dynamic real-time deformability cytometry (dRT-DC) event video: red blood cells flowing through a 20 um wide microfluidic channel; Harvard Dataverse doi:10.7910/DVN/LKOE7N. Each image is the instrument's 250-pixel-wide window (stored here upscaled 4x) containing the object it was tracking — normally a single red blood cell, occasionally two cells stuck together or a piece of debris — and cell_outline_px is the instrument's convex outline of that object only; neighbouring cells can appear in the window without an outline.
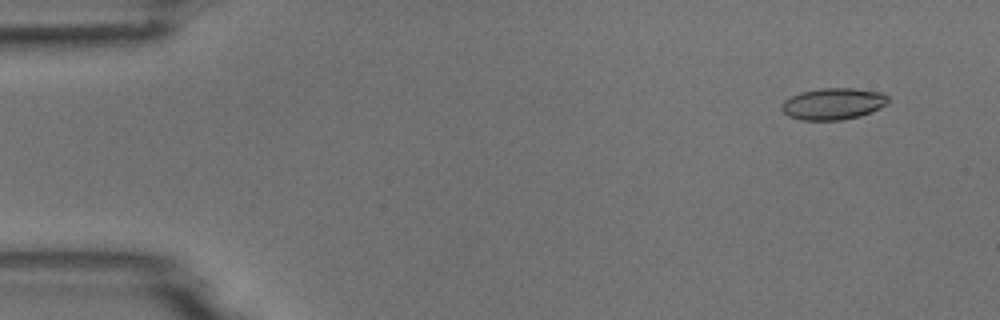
{"species": "common noctule bat (a hibernating species)", "species_latin": "Nyctalus noctula", "temperature_condition": "room temperature", "stored_images_in_passage": 5, "camera_frame_rate_fps": 3000, "um_per_image_px": 0.085, "animal": {"sex": "male", "body_mass_g": 18.8}, "frame": {"image": 1, "passage_image": 1, "time_ms": 0.0, "image_size_px": [1000, 320], "cell_outline_px": [[888, 104], [880, 108], [860, 116], [840, 120], [800, 120], [788, 116], [780, 108], [780, 104], [784, 100], [800, 92], [820, 88], [852, 88], [884, 92], [888, 96]], "centroid_in_image_um": [70.82, 8.82], "position_along_channel_um": 14.2, "area_um2": 19.83}}
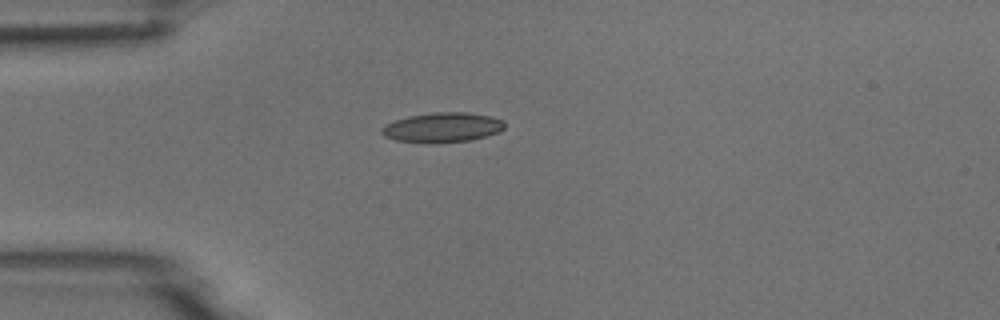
{"frame": {"image": 2, "passage_image": 4, "time_ms": 3.333, "image_size_px": [1000, 320], "cell_outline_px": [[504, 128], [500, 132], [472, 140], [428, 144], [396, 140], [384, 136], [380, 132], [380, 128], [384, 124], [408, 116], [432, 112], [468, 112], [488, 116], [504, 120]], "centroid_in_image_um": [37.58, 10.84], "position_along_channel_um": 47.4, "area_um2": 21.62}}